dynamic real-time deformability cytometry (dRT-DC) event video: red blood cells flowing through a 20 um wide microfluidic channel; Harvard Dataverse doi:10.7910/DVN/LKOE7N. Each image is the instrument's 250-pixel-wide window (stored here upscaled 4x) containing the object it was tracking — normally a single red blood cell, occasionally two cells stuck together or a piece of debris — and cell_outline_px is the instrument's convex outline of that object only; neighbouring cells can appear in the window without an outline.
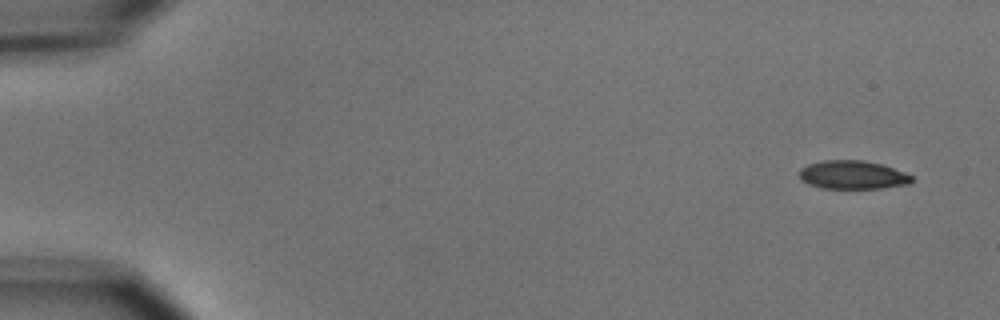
{"species": "common noctule bat (a hibernating species)", "species_latin": "Nyctalus noctula", "temperature_condition": "cold", "stored_images_in_passage": 10, "camera_frame_rate_fps": 3000, "um_per_image_px": 0.085, "animal": {"sex": "male", "body_mass_g": 15.6}, "frame": {"image": 1, "passage_image": 1, "time_ms": 0.0, "image_size_px": [1000, 320], "cell_outline_px": [[912, 180], [908, 184], [880, 188], [820, 188], [808, 184], [800, 180], [796, 172], [800, 168], [808, 164], [824, 160], [864, 160], [880, 164], [904, 172], [912, 176]], "centroid_in_image_um": [72.39, 14.86], "position_along_channel_um": 12.6, "area_um2": 18.73}}
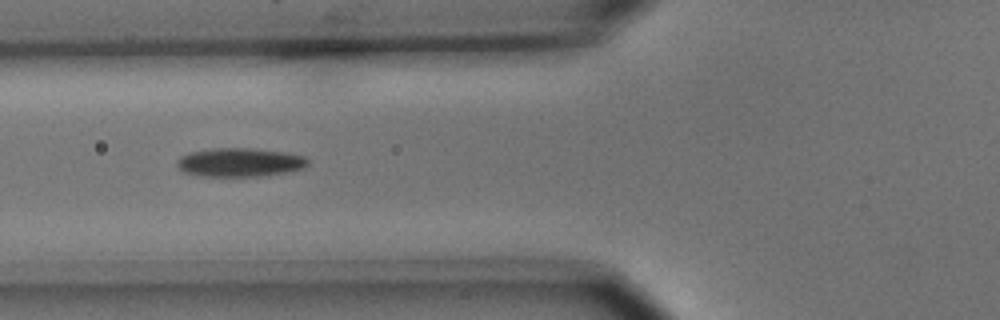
{"frame": {"image": 2, "passage_image": 6, "time_ms": 6.0, "image_size_px": [1000, 320], "cell_outline_px": [[308, 164], [304, 168], [264, 176], [200, 176], [184, 172], [176, 164], [176, 160], [180, 156], [188, 152], [212, 148], [248, 148], [284, 152], [304, 156], [308, 160]], "centroid_in_image_um": [20.34, 13.79], "position_along_channel_um": 105.5, "area_um2": 21.91}}
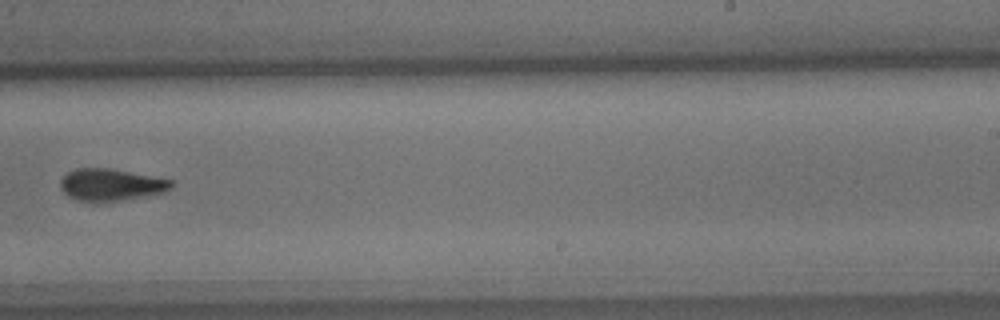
{"frame": {"image": 3, "passage_image": 10, "time_ms": 10.667, "image_size_px": [1000, 320], "cell_outline_px": [[172, 188], [164, 192], [144, 196], [96, 204], [76, 200], [68, 196], [60, 188], [60, 180], [68, 172], [76, 168], [108, 168], [172, 180]], "centroid_in_image_um": [9.37, 15.73], "position_along_channel_um": 279.6, "area_um2": 20.81}}